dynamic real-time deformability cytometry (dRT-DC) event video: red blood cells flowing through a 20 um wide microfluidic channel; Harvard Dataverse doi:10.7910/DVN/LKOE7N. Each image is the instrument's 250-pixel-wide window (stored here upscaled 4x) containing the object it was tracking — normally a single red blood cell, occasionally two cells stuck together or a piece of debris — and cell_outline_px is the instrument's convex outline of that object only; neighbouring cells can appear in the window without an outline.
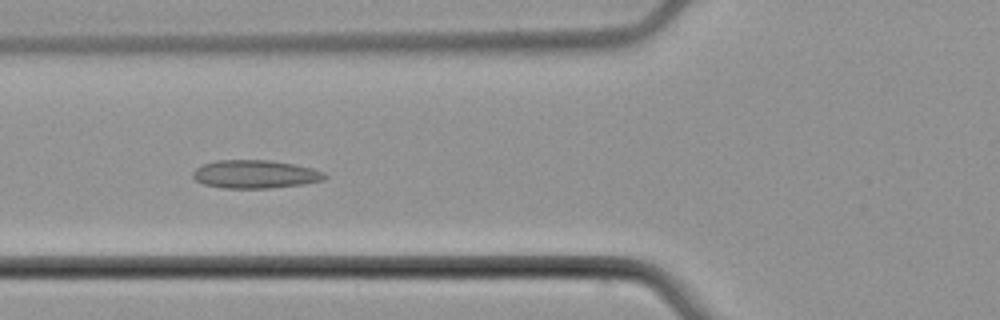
{"species": "common noctule bat (a hibernating species)", "species_latin": "Nyctalus noctula", "temperature_condition": "cold", "stored_images_in_passage": 5, "camera_frame_rate_fps": 3000, "um_per_image_px": 0.085, "animal": {"sex": "male", "body_mass_g": 21.5, "forearm_length_mm": 52.0}, "frame": {"image": 1, "passage_image": 2, "time_ms": 1.0, "image_size_px": [1000, 320], "cell_outline_px": [[328, 176], [324, 180], [304, 184], [272, 188], [224, 188], [204, 184], [196, 180], [192, 176], [192, 172], [196, 168], [204, 164], [216, 160], [272, 160], [312, 168], [324, 172]], "centroid_in_image_um": [21.71, 14.81], "position_along_channel_um": 104.1, "area_um2": 21.73}}
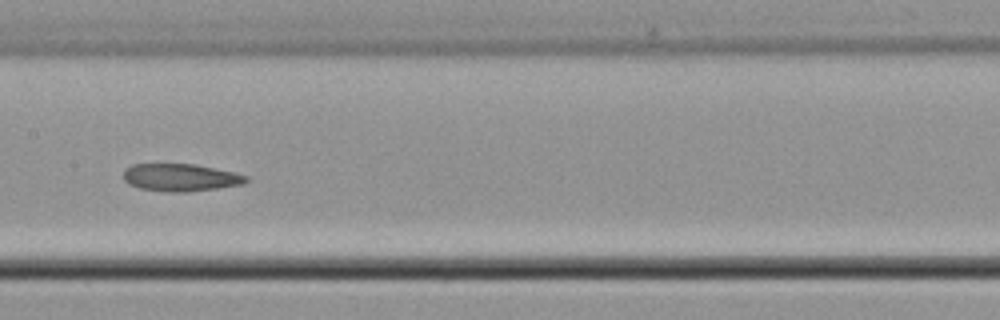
{"frame": {"image": 2, "passage_image": 4, "time_ms": 3.333, "image_size_px": [1000, 320], "cell_outline_px": [[248, 180], [244, 184], [188, 192], [168, 192], [140, 188], [128, 184], [124, 180], [124, 168], [132, 164], [196, 164], [232, 172], [248, 176]], "centroid_in_image_um": [15.32, 15.08], "position_along_channel_um": 192.1, "area_um2": 19.65}}
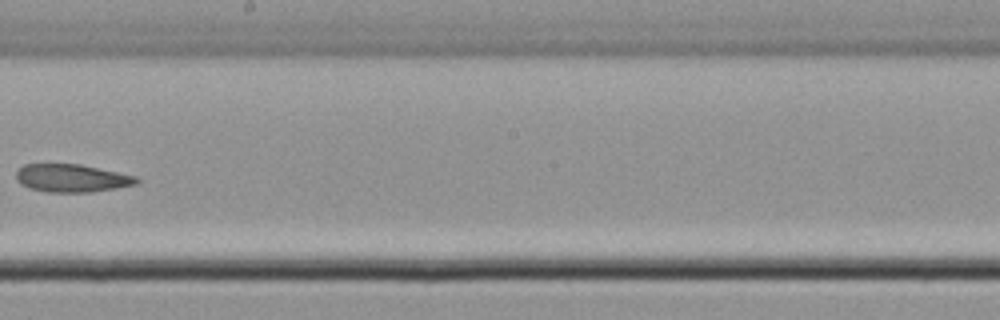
{"frame": {"image": 3, "passage_image": 5, "time_ms": 4.667, "image_size_px": [1000, 320], "cell_outline_px": [[140, 180], [136, 184], [116, 188], [92, 192], [48, 192], [28, 188], [20, 184], [16, 180], [16, 168], [24, 164], [80, 164], [136, 176]], "centroid_in_image_um": [6.05, 15.14], "position_along_channel_um": 242.2, "area_um2": 19.71}}